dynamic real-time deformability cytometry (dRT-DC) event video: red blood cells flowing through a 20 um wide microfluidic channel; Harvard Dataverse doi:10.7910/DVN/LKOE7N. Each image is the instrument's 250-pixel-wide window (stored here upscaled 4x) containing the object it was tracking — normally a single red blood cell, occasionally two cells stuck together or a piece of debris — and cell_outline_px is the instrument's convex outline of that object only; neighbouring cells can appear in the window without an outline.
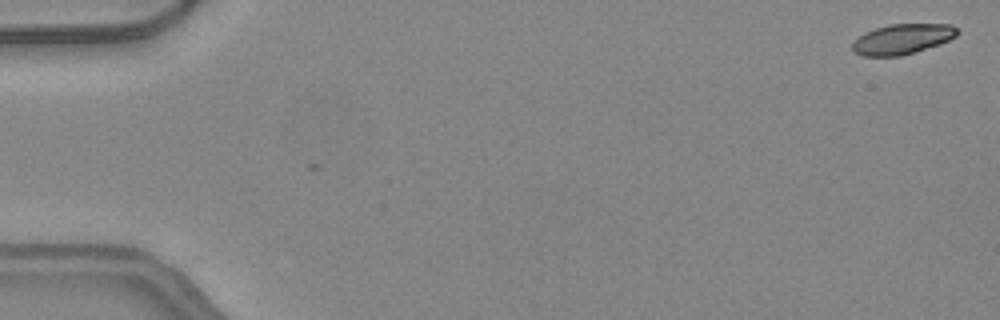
{"species": "common noctule bat (a hibernating species)", "species_latin": "Nyctalus noctula", "temperature_condition": "warm", "stored_images_in_passage": 3, "camera_frame_rate_fps": 3000, "um_per_image_px": 0.085, "animal": {"sex": "female", "body_mass_g": 24.6, "forearm_length_mm": 56.2}, "frame": {"image": 1, "passage_image": 1, "time_ms": 0.0, "image_size_px": [1000, 320], "cell_outline_px": [[960, 32], [956, 36], [940, 44], [900, 56], [864, 56], [856, 52], [852, 48], [852, 44], [864, 32], [888, 24], [952, 24]], "centroid_in_image_um": [76.72, 3.31], "position_along_channel_um": 8.3, "area_um2": 18.32}}